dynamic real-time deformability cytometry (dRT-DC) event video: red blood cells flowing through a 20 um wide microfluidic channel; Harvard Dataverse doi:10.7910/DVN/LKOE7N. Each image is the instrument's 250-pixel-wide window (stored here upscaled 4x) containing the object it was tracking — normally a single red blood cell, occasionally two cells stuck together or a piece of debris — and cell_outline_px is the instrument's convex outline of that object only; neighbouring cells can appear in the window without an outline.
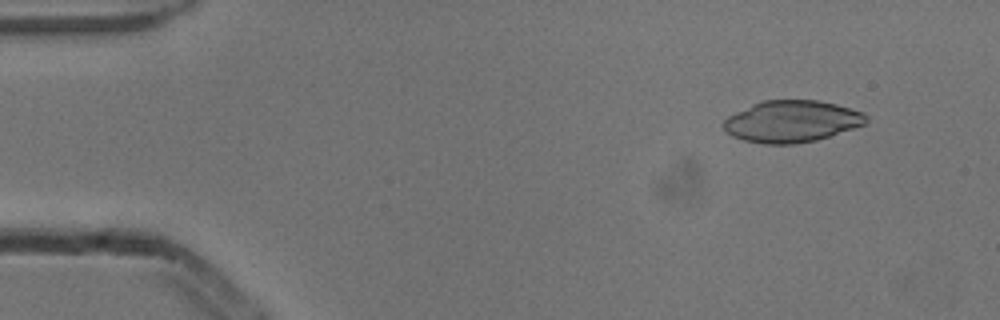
{"species": "common noctule bat (a hibernating species)", "species_latin": "Nyctalus noctula", "temperature_condition": "cold", "stored_images_in_passage": 6, "camera_frame_rate_fps": 3000, "um_per_image_px": 0.085, "animal": {"sex": "male", "body_mass_g": 13.3}, "frame": {"image": 1, "passage_image": 2, "time_ms": 0.333, "image_size_px": [1000, 320], "cell_outline_px": [[868, 116], [864, 124], [816, 140], [796, 144], [764, 144], [744, 140], [732, 136], [724, 132], [724, 120], [728, 116], [752, 104], [764, 100], [816, 100], [836, 104], [864, 112]], "centroid_in_image_um": [67.27, 10.32], "position_along_channel_um": 17.7, "area_um2": 34.51}}